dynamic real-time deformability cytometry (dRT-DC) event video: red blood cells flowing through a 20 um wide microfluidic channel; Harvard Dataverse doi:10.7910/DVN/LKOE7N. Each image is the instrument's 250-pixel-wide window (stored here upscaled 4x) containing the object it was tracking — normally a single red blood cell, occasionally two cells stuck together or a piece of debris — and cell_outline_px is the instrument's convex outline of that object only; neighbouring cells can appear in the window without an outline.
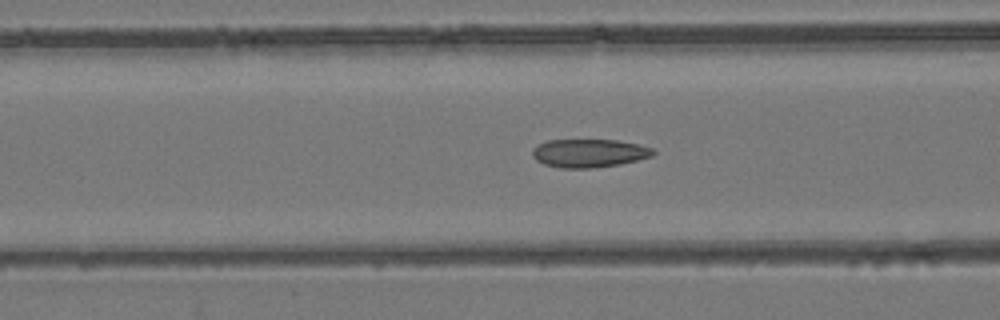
{"species": "common noctule bat (a hibernating species)", "species_latin": "Nyctalus noctula", "temperature_condition": "room temperature", "stored_images_in_passage": 55, "camera_frame_rate_fps": 3000, "um_per_image_px": 0.085, "animal": {"sex": "female", "body_mass_g": 24.6, "forearm_length_mm": 56.2}, "frame": {"image": 1, "passage_image": 22, "time_ms": 7.0, "image_size_px": [1000, 320], "cell_outline_px": [[656, 152], [652, 156], [620, 164], [592, 168], [560, 168], [544, 164], [536, 160], [532, 156], [532, 148], [536, 144], [548, 140], [616, 140], [636, 144], [652, 148]], "centroid_in_image_um": [50.02, 13.02], "position_along_channel_um": 116.6, "area_um2": 19.94}}
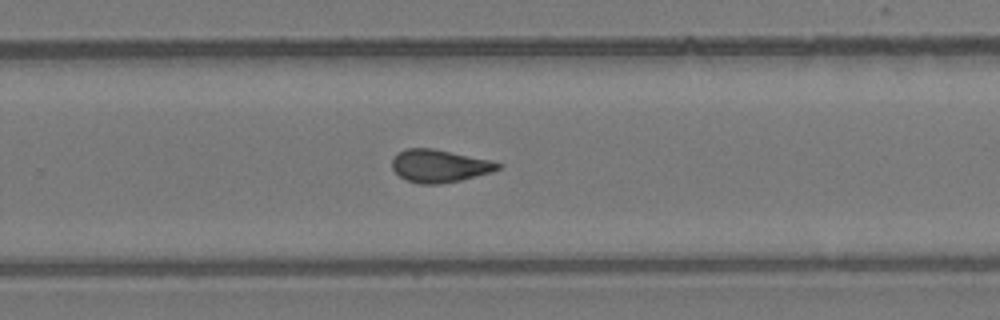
{"frame": {"image": 2, "passage_image": 36, "time_ms": 11.667, "image_size_px": [1000, 320], "cell_outline_px": [[504, 164], [500, 168], [492, 172], [460, 180], [440, 184], [420, 184], [408, 180], [400, 176], [392, 168], [392, 160], [396, 152], [404, 148], [432, 148], [496, 160]], "centroid_in_image_um": [37.4, 14.08], "position_along_channel_um": 292.4, "area_um2": 20.52}}
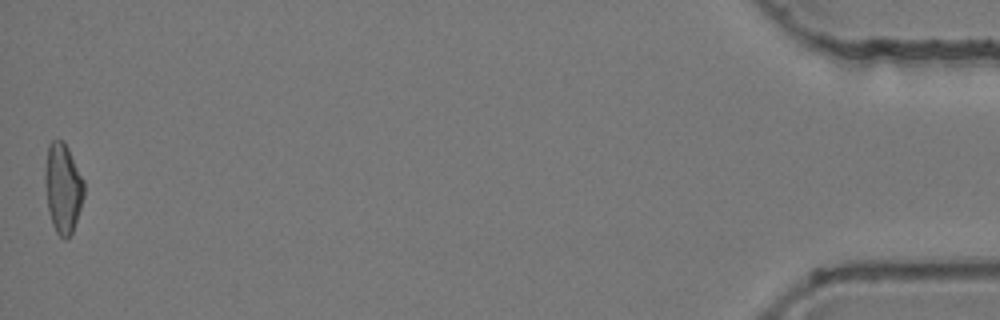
{"frame": {"image": 3, "passage_image": 55, "time_ms": 18.0, "image_size_px": [1000, 320], "cell_outline_px": [[84, 196], [72, 232], [64, 240], [56, 232], [52, 224], [48, 208], [44, 180], [44, 176], [48, 144], [52, 140], [64, 140], [84, 180]], "centroid_in_image_um": [5.34, 15.96], "position_along_channel_um": 429.9, "area_um2": 20.29}, "authors_computed_cell_mechanics": {"area_um2": 20.2878, "velocity_mm_per_s": 3.7819, "shape_relaxation_time_tau1_ms": null, "shape_relaxation_time_tau2_ms": 1.7793, "deformation_change_tau1": null, "deformation_change_tau2": 0.0869}}